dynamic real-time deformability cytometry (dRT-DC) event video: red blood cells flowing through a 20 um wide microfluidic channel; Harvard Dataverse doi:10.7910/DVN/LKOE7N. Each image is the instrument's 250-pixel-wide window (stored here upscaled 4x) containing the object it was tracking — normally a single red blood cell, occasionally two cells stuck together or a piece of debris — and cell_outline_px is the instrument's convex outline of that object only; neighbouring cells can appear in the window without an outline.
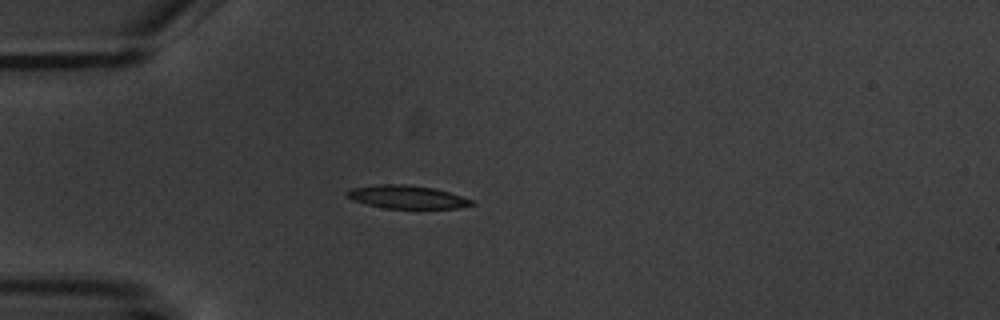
{"species": "common noctule bat (a hibernating species)", "species_latin": "Nyctalus noctula", "temperature_condition": "warm", "stored_images_in_passage": 3, "camera_frame_rate_fps": 3000, "um_per_image_px": 0.085, "animal": {"sex": "male", "body_mass_g": 20.1, "forearm_length_mm": 53.5}, "frame": {"image": 1, "passage_image": 1, "time_ms": 0.0, "image_size_px": [1000, 320], "cell_outline_px": [[476, 204], [460, 208], [384, 208], [352, 200], [344, 196], [344, 192], [352, 188], [376, 184], [408, 184], [436, 188], [476, 200]], "centroid_in_image_um": [34.62, 16.73], "position_along_channel_um": 50.4, "area_um2": 17.17}}